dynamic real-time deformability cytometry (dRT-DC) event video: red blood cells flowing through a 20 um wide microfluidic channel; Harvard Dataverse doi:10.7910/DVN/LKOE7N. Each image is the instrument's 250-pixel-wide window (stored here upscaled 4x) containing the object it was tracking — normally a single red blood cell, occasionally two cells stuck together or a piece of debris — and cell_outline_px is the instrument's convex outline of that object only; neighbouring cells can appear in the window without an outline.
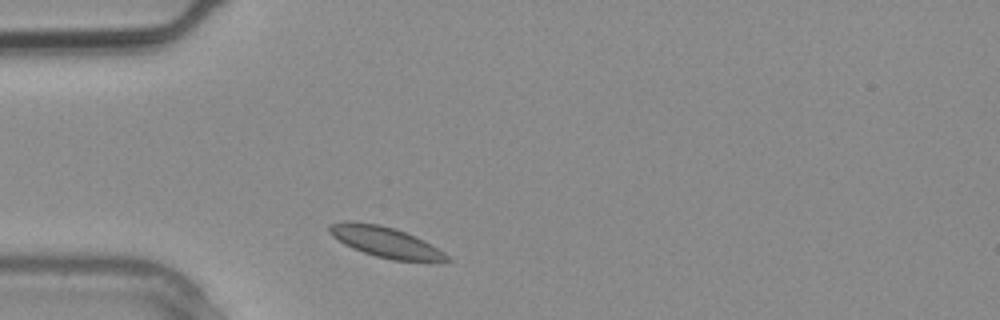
{"species": "common noctule bat (a hibernating species)", "species_latin": "Nyctalus noctula", "temperature_condition": "warm", "stored_images_in_passage": 1, "camera_frame_rate_fps": 3000, "um_per_image_px": 0.085, "animal": {"sex": "male", "body_mass_g": 20.4}, "frame": {"image": 1, "passage_image": 1, "time_ms": 0.0, "image_size_px": [1000, 320], "cell_outline_px": [[452, 260], [392, 260], [376, 256], [352, 248], [344, 244], [332, 236], [328, 232], [328, 224], [348, 220], [380, 224], [416, 236], [432, 244], [444, 252]], "centroid_in_image_um": [32.69, 20.54], "position_along_channel_um": 52.3, "area_um2": 20.75}}